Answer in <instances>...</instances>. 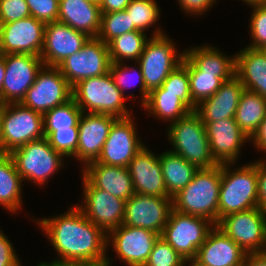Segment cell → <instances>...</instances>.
I'll return each mask as SVG.
<instances>
[{"mask_svg": "<svg viewBox=\"0 0 266 266\" xmlns=\"http://www.w3.org/2000/svg\"><path fill=\"white\" fill-rule=\"evenodd\" d=\"M22 181L44 185L63 166L64 156L57 152L46 137L30 141L9 154ZM35 182V183H34Z\"/></svg>", "mask_w": 266, "mask_h": 266, "instance_id": "cell-8", "label": "cell"}, {"mask_svg": "<svg viewBox=\"0 0 266 266\" xmlns=\"http://www.w3.org/2000/svg\"><path fill=\"white\" fill-rule=\"evenodd\" d=\"M164 93L181 94V100L195 111L196 105L192 102L190 81L187 70V58L184 56L182 63L177 66L162 83Z\"/></svg>", "mask_w": 266, "mask_h": 266, "instance_id": "cell-38", "label": "cell"}, {"mask_svg": "<svg viewBox=\"0 0 266 266\" xmlns=\"http://www.w3.org/2000/svg\"><path fill=\"white\" fill-rule=\"evenodd\" d=\"M214 226L208 219L172 209L160 237L186 260H193Z\"/></svg>", "mask_w": 266, "mask_h": 266, "instance_id": "cell-9", "label": "cell"}, {"mask_svg": "<svg viewBox=\"0 0 266 266\" xmlns=\"http://www.w3.org/2000/svg\"><path fill=\"white\" fill-rule=\"evenodd\" d=\"M30 16L29 6L25 0H0V18L3 24Z\"/></svg>", "mask_w": 266, "mask_h": 266, "instance_id": "cell-44", "label": "cell"}, {"mask_svg": "<svg viewBox=\"0 0 266 266\" xmlns=\"http://www.w3.org/2000/svg\"><path fill=\"white\" fill-rule=\"evenodd\" d=\"M233 165L221 164L218 221L228 214L258 207L257 161L229 169Z\"/></svg>", "mask_w": 266, "mask_h": 266, "instance_id": "cell-3", "label": "cell"}, {"mask_svg": "<svg viewBox=\"0 0 266 266\" xmlns=\"http://www.w3.org/2000/svg\"><path fill=\"white\" fill-rule=\"evenodd\" d=\"M216 226L247 254L266 252V213L259 207L228 214Z\"/></svg>", "mask_w": 266, "mask_h": 266, "instance_id": "cell-10", "label": "cell"}, {"mask_svg": "<svg viewBox=\"0 0 266 266\" xmlns=\"http://www.w3.org/2000/svg\"><path fill=\"white\" fill-rule=\"evenodd\" d=\"M62 261H81L110 266L106 255L107 234L93 224L75 205L64 214L35 221Z\"/></svg>", "mask_w": 266, "mask_h": 266, "instance_id": "cell-1", "label": "cell"}, {"mask_svg": "<svg viewBox=\"0 0 266 266\" xmlns=\"http://www.w3.org/2000/svg\"><path fill=\"white\" fill-rule=\"evenodd\" d=\"M244 3L250 4H259V3H266V0H242Z\"/></svg>", "mask_w": 266, "mask_h": 266, "instance_id": "cell-53", "label": "cell"}, {"mask_svg": "<svg viewBox=\"0 0 266 266\" xmlns=\"http://www.w3.org/2000/svg\"><path fill=\"white\" fill-rule=\"evenodd\" d=\"M117 118L110 128L100 156L90 163H102L109 166L127 168L136 153L145 145L140 142L136 124L131 118Z\"/></svg>", "mask_w": 266, "mask_h": 266, "instance_id": "cell-16", "label": "cell"}, {"mask_svg": "<svg viewBox=\"0 0 266 266\" xmlns=\"http://www.w3.org/2000/svg\"><path fill=\"white\" fill-rule=\"evenodd\" d=\"M247 253L216 225L193 259L199 266H242Z\"/></svg>", "mask_w": 266, "mask_h": 266, "instance_id": "cell-23", "label": "cell"}, {"mask_svg": "<svg viewBox=\"0 0 266 266\" xmlns=\"http://www.w3.org/2000/svg\"><path fill=\"white\" fill-rule=\"evenodd\" d=\"M242 266H266V252L247 254Z\"/></svg>", "mask_w": 266, "mask_h": 266, "instance_id": "cell-50", "label": "cell"}, {"mask_svg": "<svg viewBox=\"0 0 266 266\" xmlns=\"http://www.w3.org/2000/svg\"><path fill=\"white\" fill-rule=\"evenodd\" d=\"M2 27H3V22H2V19L0 18V39H1V34H2Z\"/></svg>", "mask_w": 266, "mask_h": 266, "instance_id": "cell-56", "label": "cell"}, {"mask_svg": "<svg viewBox=\"0 0 266 266\" xmlns=\"http://www.w3.org/2000/svg\"><path fill=\"white\" fill-rule=\"evenodd\" d=\"M179 6L186 12V14L194 16L202 15L205 11L213 7L216 0H178Z\"/></svg>", "mask_w": 266, "mask_h": 266, "instance_id": "cell-46", "label": "cell"}, {"mask_svg": "<svg viewBox=\"0 0 266 266\" xmlns=\"http://www.w3.org/2000/svg\"><path fill=\"white\" fill-rule=\"evenodd\" d=\"M30 15L44 24L56 22L59 16V0H25Z\"/></svg>", "mask_w": 266, "mask_h": 266, "instance_id": "cell-43", "label": "cell"}, {"mask_svg": "<svg viewBox=\"0 0 266 266\" xmlns=\"http://www.w3.org/2000/svg\"><path fill=\"white\" fill-rule=\"evenodd\" d=\"M203 124L215 162L218 165L235 164L240 157L243 143L250 141V138L240 129L235 118L203 122Z\"/></svg>", "mask_w": 266, "mask_h": 266, "instance_id": "cell-19", "label": "cell"}, {"mask_svg": "<svg viewBox=\"0 0 266 266\" xmlns=\"http://www.w3.org/2000/svg\"><path fill=\"white\" fill-rule=\"evenodd\" d=\"M185 263H186V265H187V263H190V264H189L190 266H199L194 260H186V261L183 263L182 266H185ZM189 265H188V266H189Z\"/></svg>", "mask_w": 266, "mask_h": 266, "instance_id": "cell-55", "label": "cell"}, {"mask_svg": "<svg viewBox=\"0 0 266 266\" xmlns=\"http://www.w3.org/2000/svg\"><path fill=\"white\" fill-rule=\"evenodd\" d=\"M131 0H101L99 3L101 13L123 11Z\"/></svg>", "mask_w": 266, "mask_h": 266, "instance_id": "cell-48", "label": "cell"}, {"mask_svg": "<svg viewBox=\"0 0 266 266\" xmlns=\"http://www.w3.org/2000/svg\"><path fill=\"white\" fill-rule=\"evenodd\" d=\"M253 8L250 17V34L252 41L247 47L262 49L266 45V3L250 4Z\"/></svg>", "mask_w": 266, "mask_h": 266, "instance_id": "cell-42", "label": "cell"}, {"mask_svg": "<svg viewBox=\"0 0 266 266\" xmlns=\"http://www.w3.org/2000/svg\"><path fill=\"white\" fill-rule=\"evenodd\" d=\"M90 1H92V2H95V3H98V4H99L101 0H90Z\"/></svg>", "mask_w": 266, "mask_h": 266, "instance_id": "cell-57", "label": "cell"}, {"mask_svg": "<svg viewBox=\"0 0 266 266\" xmlns=\"http://www.w3.org/2000/svg\"><path fill=\"white\" fill-rule=\"evenodd\" d=\"M49 144L65 157H72L78 146V126L71 129H59L54 132H44Z\"/></svg>", "mask_w": 266, "mask_h": 266, "instance_id": "cell-40", "label": "cell"}, {"mask_svg": "<svg viewBox=\"0 0 266 266\" xmlns=\"http://www.w3.org/2000/svg\"><path fill=\"white\" fill-rule=\"evenodd\" d=\"M162 175L168 196L173 198L193 179L198 168L187 162L183 157L166 151L159 155Z\"/></svg>", "mask_w": 266, "mask_h": 266, "instance_id": "cell-29", "label": "cell"}, {"mask_svg": "<svg viewBox=\"0 0 266 266\" xmlns=\"http://www.w3.org/2000/svg\"><path fill=\"white\" fill-rule=\"evenodd\" d=\"M116 119L117 117L109 114L82 113L78 122V146L73 156L84 162L82 167L98 159Z\"/></svg>", "mask_w": 266, "mask_h": 266, "instance_id": "cell-20", "label": "cell"}, {"mask_svg": "<svg viewBox=\"0 0 266 266\" xmlns=\"http://www.w3.org/2000/svg\"><path fill=\"white\" fill-rule=\"evenodd\" d=\"M45 26L30 16L11 23H4L0 39L1 51L6 54L42 53Z\"/></svg>", "mask_w": 266, "mask_h": 266, "instance_id": "cell-18", "label": "cell"}, {"mask_svg": "<svg viewBox=\"0 0 266 266\" xmlns=\"http://www.w3.org/2000/svg\"><path fill=\"white\" fill-rule=\"evenodd\" d=\"M147 112L170 123L189 114L192 110L181 100V94L164 93L159 87L149 93L143 106Z\"/></svg>", "mask_w": 266, "mask_h": 266, "instance_id": "cell-32", "label": "cell"}, {"mask_svg": "<svg viewBox=\"0 0 266 266\" xmlns=\"http://www.w3.org/2000/svg\"><path fill=\"white\" fill-rule=\"evenodd\" d=\"M82 113L72 98L43 115L44 132H54L59 129H71V127L78 126Z\"/></svg>", "mask_w": 266, "mask_h": 266, "instance_id": "cell-35", "label": "cell"}, {"mask_svg": "<svg viewBox=\"0 0 266 266\" xmlns=\"http://www.w3.org/2000/svg\"><path fill=\"white\" fill-rule=\"evenodd\" d=\"M3 56V53L1 51V45H0V58Z\"/></svg>", "mask_w": 266, "mask_h": 266, "instance_id": "cell-58", "label": "cell"}, {"mask_svg": "<svg viewBox=\"0 0 266 266\" xmlns=\"http://www.w3.org/2000/svg\"><path fill=\"white\" fill-rule=\"evenodd\" d=\"M170 151L183 157L198 169H209L218 164L212 157L205 125L195 111L170 123L168 128Z\"/></svg>", "mask_w": 266, "mask_h": 266, "instance_id": "cell-4", "label": "cell"}, {"mask_svg": "<svg viewBox=\"0 0 266 266\" xmlns=\"http://www.w3.org/2000/svg\"><path fill=\"white\" fill-rule=\"evenodd\" d=\"M37 266H99L91 263L81 262V261H62V260H54L51 262H40Z\"/></svg>", "mask_w": 266, "mask_h": 266, "instance_id": "cell-51", "label": "cell"}, {"mask_svg": "<svg viewBox=\"0 0 266 266\" xmlns=\"http://www.w3.org/2000/svg\"><path fill=\"white\" fill-rule=\"evenodd\" d=\"M262 50L266 53V45L262 48Z\"/></svg>", "mask_w": 266, "mask_h": 266, "instance_id": "cell-59", "label": "cell"}, {"mask_svg": "<svg viewBox=\"0 0 266 266\" xmlns=\"http://www.w3.org/2000/svg\"><path fill=\"white\" fill-rule=\"evenodd\" d=\"M258 207L266 213V161H257Z\"/></svg>", "mask_w": 266, "mask_h": 266, "instance_id": "cell-47", "label": "cell"}, {"mask_svg": "<svg viewBox=\"0 0 266 266\" xmlns=\"http://www.w3.org/2000/svg\"><path fill=\"white\" fill-rule=\"evenodd\" d=\"M160 29L157 28L146 41L137 61L149 92L162 86L169 74L182 63L185 55L177 51L171 38L168 39V35Z\"/></svg>", "mask_w": 266, "mask_h": 266, "instance_id": "cell-6", "label": "cell"}, {"mask_svg": "<svg viewBox=\"0 0 266 266\" xmlns=\"http://www.w3.org/2000/svg\"><path fill=\"white\" fill-rule=\"evenodd\" d=\"M82 183L84 201L77 205L81 212L106 234L122 225L126 201L96 188L83 174Z\"/></svg>", "mask_w": 266, "mask_h": 266, "instance_id": "cell-13", "label": "cell"}, {"mask_svg": "<svg viewBox=\"0 0 266 266\" xmlns=\"http://www.w3.org/2000/svg\"><path fill=\"white\" fill-rule=\"evenodd\" d=\"M159 237L148 229L122 224L107 234V246L112 244L117 258L126 265L144 266Z\"/></svg>", "mask_w": 266, "mask_h": 266, "instance_id": "cell-17", "label": "cell"}, {"mask_svg": "<svg viewBox=\"0 0 266 266\" xmlns=\"http://www.w3.org/2000/svg\"><path fill=\"white\" fill-rule=\"evenodd\" d=\"M72 98L82 112L109 114L117 118L132 116L126 98L117 88L110 73L86 78L72 87Z\"/></svg>", "mask_w": 266, "mask_h": 266, "instance_id": "cell-5", "label": "cell"}, {"mask_svg": "<svg viewBox=\"0 0 266 266\" xmlns=\"http://www.w3.org/2000/svg\"><path fill=\"white\" fill-rule=\"evenodd\" d=\"M57 21L90 38L97 37L101 22L99 4L90 0H59Z\"/></svg>", "mask_w": 266, "mask_h": 266, "instance_id": "cell-26", "label": "cell"}, {"mask_svg": "<svg viewBox=\"0 0 266 266\" xmlns=\"http://www.w3.org/2000/svg\"><path fill=\"white\" fill-rule=\"evenodd\" d=\"M147 40L146 33L139 30L115 37L108 43L111 62L124 63L123 59L137 62Z\"/></svg>", "mask_w": 266, "mask_h": 266, "instance_id": "cell-33", "label": "cell"}, {"mask_svg": "<svg viewBox=\"0 0 266 266\" xmlns=\"http://www.w3.org/2000/svg\"><path fill=\"white\" fill-rule=\"evenodd\" d=\"M111 59L108 44L99 38H89L82 49L67 57L57 67L73 87L79 81L109 72Z\"/></svg>", "mask_w": 266, "mask_h": 266, "instance_id": "cell-12", "label": "cell"}, {"mask_svg": "<svg viewBox=\"0 0 266 266\" xmlns=\"http://www.w3.org/2000/svg\"><path fill=\"white\" fill-rule=\"evenodd\" d=\"M0 266H22L14 246L2 231H0Z\"/></svg>", "mask_w": 266, "mask_h": 266, "instance_id": "cell-45", "label": "cell"}, {"mask_svg": "<svg viewBox=\"0 0 266 266\" xmlns=\"http://www.w3.org/2000/svg\"><path fill=\"white\" fill-rule=\"evenodd\" d=\"M0 122L4 155L45 137L43 115L21 103L1 105Z\"/></svg>", "mask_w": 266, "mask_h": 266, "instance_id": "cell-7", "label": "cell"}, {"mask_svg": "<svg viewBox=\"0 0 266 266\" xmlns=\"http://www.w3.org/2000/svg\"><path fill=\"white\" fill-rule=\"evenodd\" d=\"M221 165L198 169L191 182L173 197V209L218 223Z\"/></svg>", "mask_w": 266, "mask_h": 266, "instance_id": "cell-2", "label": "cell"}, {"mask_svg": "<svg viewBox=\"0 0 266 266\" xmlns=\"http://www.w3.org/2000/svg\"><path fill=\"white\" fill-rule=\"evenodd\" d=\"M185 261L169 243L159 237L144 266H182Z\"/></svg>", "mask_w": 266, "mask_h": 266, "instance_id": "cell-41", "label": "cell"}, {"mask_svg": "<svg viewBox=\"0 0 266 266\" xmlns=\"http://www.w3.org/2000/svg\"><path fill=\"white\" fill-rule=\"evenodd\" d=\"M184 54L201 73H217V77L223 82L235 75V55L227 58V55L222 54L218 48L211 45L190 47V49L184 50Z\"/></svg>", "mask_w": 266, "mask_h": 266, "instance_id": "cell-28", "label": "cell"}, {"mask_svg": "<svg viewBox=\"0 0 266 266\" xmlns=\"http://www.w3.org/2000/svg\"><path fill=\"white\" fill-rule=\"evenodd\" d=\"M130 31H136V29L131 26L130 16L125 10L101 13L100 30L97 38L104 43L108 44L115 37Z\"/></svg>", "mask_w": 266, "mask_h": 266, "instance_id": "cell-37", "label": "cell"}, {"mask_svg": "<svg viewBox=\"0 0 266 266\" xmlns=\"http://www.w3.org/2000/svg\"><path fill=\"white\" fill-rule=\"evenodd\" d=\"M22 179L9 154L0 156V205L16 214L22 204Z\"/></svg>", "mask_w": 266, "mask_h": 266, "instance_id": "cell-30", "label": "cell"}, {"mask_svg": "<svg viewBox=\"0 0 266 266\" xmlns=\"http://www.w3.org/2000/svg\"><path fill=\"white\" fill-rule=\"evenodd\" d=\"M5 62H4V54L0 58V103L2 105V84L5 78Z\"/></svg>", "mask_w": 266, "mask_h": 266, "instance_id": "cell-52", "label": "cell"}, {"mask_svg": "<svg viewBox=\"0 0 266 266\" xmlns=\"http://www.w3.org/2000/svg\"><path fill=\"white\" fill-rule=\"evenodd\" d=\"M244 87L234 75L224 81L219 90L210 98L201 101L195 109L202 122H216L234 118Z\"/></svg>", "mask_w": 266, "mask_h": 266, "instance_id": "cell-24", "label": "cell"}, {"mask_svg": "<svg viewBox=\"0 0 266 266\" xmlns=\"http://www.w3.org/2000/svg\"><path fill=\"white\" fill-rule=\"evenodd\" d=\"M4 62L6 70L2 84V105L21 103L44 62L40 56L32 54H6Z\"/></svg>", "mask_w": 266, "mask_h": 266, "instance_id": "cell-14", "label": "cell"}, {"mask_svg": "<svg viewBox=\"0 0 266 266\" xmlns=\"http://www.w3.org/2000/svg\"><path fill=\"white\" fill-rule=\"evenodd\" d=\"M250 140H253L252 142L257 150L266 152V117L261 122L258 129L250 137Z\"/></svg>", "mask_w": 266, "mask_h": 266, "instance_id": "cell-49", "label": "cell"}, {"mask_svg": "<svg viewBox=\"0 0 266 266\" xmlns=\"http://www.w3.org/2000/svg\"><path fill=\"white\" fill-rule=\"evenodd\" d=\"M235 57V75L243 87L266 99V53L246 46Z\"/></svg>", "mask_w": 266, "mask_h": 266, "instance_id": "cell-27", "label": "cell"}, {"mask_svg": "<svg viewBox=\"0 0 266 266\" xmlns=\"http://www.w3.org/2000/svg\"><path fill=\"white\" fill-rule=\"evenodd\" d=\"M4 155V147L2 143V135H1V122H0V156Z\"/></svg>", "mask_w": 266, "mask_h": 266, "instance_id": "cell-54", "label": "cell"}, {"mask_svg": "<svg viewBox=\"0 0 266 266\" xmlns=\"http://www.w3.org/2000/svg\"><path fill=\"white\" fill-rule=\"evenodd\" d=\"M265 117L266 99L244 89L234 117L240 129L250 138Z\"/></svg>", "mask_w": 266, "mask_h": 266, "instance_id": "cell-31", "label": "cell"}, {"mask_svg": "<svg viewBox=\"0 0 266 266\" xmlns=\"http://www.w3.org/2000/svg\"><path fill=\"white\" fill-rule=\"evenodd\" d=\"M128 170L134 192L158 197H169L165 188L159 156L142 147L130 161Z\"/></svg>", "mask_w": 266, "mask_h": 266, "instance_id": "cell-22", "label": "cell"}, {"mask_svg": "<svg viewBox=\"0 0 266 266\" xmlns=\"http://www.w3.org/2000/svg\"><path fill=\"white\" fill-rule=\"evenodd\" d=\"M173 209V198L134 193L125 203L123 224L144 228L160 236Z\"/></svg>", "mask_w": 266, "mask_h": 266, "instance_id": "cell-15", "label": "cell"}, {"mask_svg": "<svg viewBox=\"0 0 266 266\" xmlns=\"http://www.w3.org/2000/svg\"><path fill=\"white\" fill-rule=\"evenodd\" d=\"M187 70L191 98L196 106L201 101L213 96L223 84V81L217 77V73H201L188 59Z\"/></svg>", "mask_w": 266, "mask_h": 266, "instance_id": "cell-34", "label": "cell"}, {"mask_svg": "<svg viewBox=\"0 0 266 266\" xmlns=\"http://www.w3.org/2000/svg\"><path fill=\"white\" fill-rule=\"evenodd\" d=\"M89 38L86 34L58 21L47 23L40 57L45 66L57 67L67 57L80 51Z\"/></svg>", "mask_w": 266, "mask_h": 266, "instance_id": "cell-21", "label": "cell"}, {"mask_svg": "<svg viewBox=\"0 0 266 266\" xmlns=\"http://www.w3.org/2000/svg\"><path fill=\"white\" fill-rule=\"evenodd\" d=\"M124 63H114L112 62L110 65V69H109V73L113 79V82L115 83V85L117 86V88L121 91V93L123 94V96L127 99V96H125V89H129V86H131L130 81H133L131 79H129L130 71L133 69L132 67L123 65ZM131 68V70H130ZM139 68V69H137ZM137 68H134V72H136L137 75V80L139 83V88H140V93H141V102L142 103V107L145 105L148 97H149V91L146 89L145 83H144V79H143V75H142V71H141V67L138 64ZM133 77V76H132ZM135 77V76H134ZM134 85V84H133Z\"/></svg>", "mask_w": 266, "mask_h": 266, "instance_id": "cell-39", "label": "cell"}, {"mask_svg": "<svg viewBox=\"0 0 266 266\" xmlns=\"http://www.w3.org/2000/svg\"><path fill=\"white\" fill-rule=\"evenodd\" d=\"M82 173L96 188L127 201L135 192L128 168L88 163Z\"/></svg>", "mask_w": 266, "mask_h": 266, "instance_id": "cell-25", "label": "cell"}, {"mask_svg": "<svg viewBox=\"0 0 266 266\" xmlns=\"http://www.w3.org/2000/svg\"><path fill=\"white\" fill-rule=\"evenodd\" d=\"M72 86L58 67L43 66L21 104L44 115L72 99Z\"/></svg>", "mask_w": 266, "mask_h": 266, "instance_id": "cell-11", "label": "cell"}, {"mask_svg": "<svg viewBox=\"0 0 266 266\" xmlns=\"http://www.w3.org/2000/svg\"><path fill=\"white\" fill-rule=\"evenodd\" d=\"M155 0H131L125 8L131 19V26L144 32L159 20L160 11Z\"/></svg>", "mask_w": 266, "mask_h": 266, "instance_id": "cell-36", "label": "cell"}]
</instances>
